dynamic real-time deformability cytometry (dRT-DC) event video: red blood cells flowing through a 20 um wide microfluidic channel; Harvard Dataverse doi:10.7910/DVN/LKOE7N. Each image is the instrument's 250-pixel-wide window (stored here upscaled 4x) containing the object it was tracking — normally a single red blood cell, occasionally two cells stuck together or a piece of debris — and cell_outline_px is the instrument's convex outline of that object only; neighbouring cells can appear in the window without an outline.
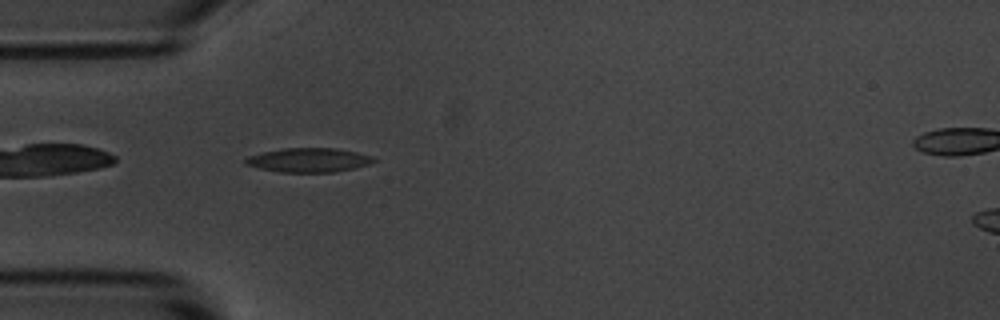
{"species": "common noctule bat (a hibernating species)", "species_latin": "Nyctalus noctula", "temperature_condition": "room temperature", "stored_images_in_passage": 32, "camera_frame_rate_fps": 3000, "um_per_image_px": 0.085, "animal": {"sex": "male", "body_mass_g": 20.1, "forearm_length_mm": 53.5}, "frame": {"image": 1, "passage_image": 1, "time_ms": 0.0, "image_size_px": [1000, 320], "cell_outline_px": [[376, 160], [368, 164], [356, 168], [336, 172], [280, 172], [260, 168], [244, 164], [244, 160], [248, 156], [264, 152], [284, 148], [336, 148], [356, 152], [372, 156]], "centroid_in_image_um": [26.25, 13.61], "position_along_channel_um": 58.8, "area_um2": 17.98}, "authors_computed_cell_mechanics": {"area_um2": 17.629, "velocity_mm_per_s": 3.656, "shape_relaxation_time_tau1_ms": 5.0596, "shape_relaxation_time_tau2_ms": 2.3321, "deformation_change_tau1": 0.1649, "deformation_change_tau2": 0.0962}}